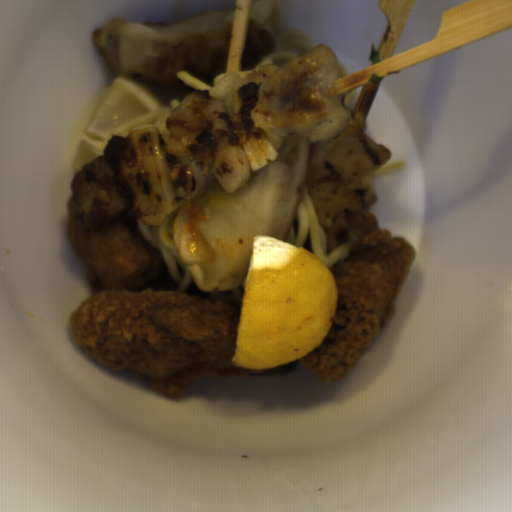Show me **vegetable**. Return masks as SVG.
Returning a JSON list of instances; mask_svg holds the SVG:
<instances>
[{
	"label": "vegetable",
	"instance_id": "vegetable-1",
	"mask_svg": "<svg viewBox=\"0 0 512 512\" xmlns=\"http://www.w3.org/2000/svg\"><path fill=\"white\" fill-rule=\"evenodd\" d=\"M125 198L145 225H164L178 201L171 179L168 147L161 129L141 124L124 135L114 134L105 145Z\"/></svg>",
	"mask_w": 512,
	"mask_h": 512
},
{
	"label": "vegetable",
	"instance_id": "vegetable-2",
	"mask_svg": "<svg viewBox=\"0 0 512 512\" xmlns=\"http://www.w3.org/2000/svg\"><path fill=\"white\" fill-rule=\"evenodd\" d=\"M306 191L322 229L325 247H339L356 235L344 219L351 212L368 211L378 203L372 186L362 183H311Z\"/></svg>",
	"mask_w": 512,
	"mask_h": 512
},
{
	"label": "vegetable",
	"instance_id": "vegetable-3",
	"mask_svg": "<svg viewBox=\"0 0 512 512\" xmlns=\"http://www.w3.org/2000/svg\"><path fill=\"white\" fill-rule=\"evenodd\" d=\"M267 77L259 71L249 72L237 81L230 98L235 136L253 171L272 166L279 156V145L271 143L251 114Z\"/></svg>",
	"mask_w": 512,
	"mask_h": 512
}]
</instances>
